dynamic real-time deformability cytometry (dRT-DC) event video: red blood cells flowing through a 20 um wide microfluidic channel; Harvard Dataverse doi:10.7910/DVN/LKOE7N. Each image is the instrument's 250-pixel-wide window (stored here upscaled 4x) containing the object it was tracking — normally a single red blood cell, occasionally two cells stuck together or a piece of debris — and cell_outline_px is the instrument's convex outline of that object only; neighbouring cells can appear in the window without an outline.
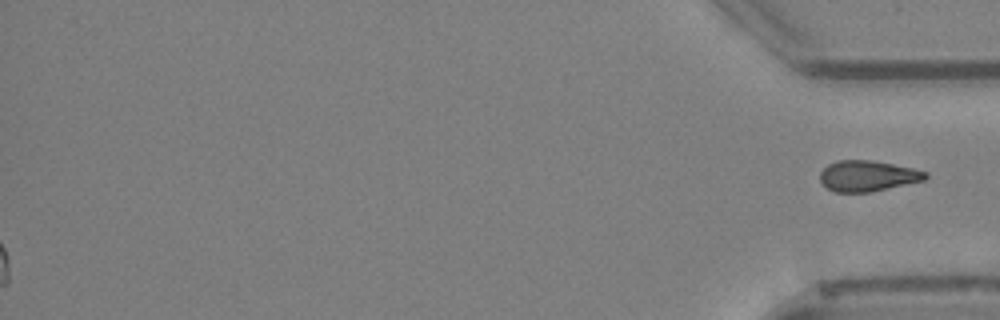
{"species": "Egyptian fruit bat (a non-hibernating species)", "species_latin": "Rousettus aegyptiacus", "temperature_condition": "cold", "stored_images_in_passage": 51, "segment_of_instrument_passage": [2, 2], "camera_frame_rate_fps": 3000, "um_per_image_px": 0.085, "animal": {"sex": "female"}, "frame": {"image": 1, "passage_image": 51, "time_ms": 16.667, "image_size_px": [1000, 320], "cell_outline_px": [[928, 176], [924, 180], [868, 192], [836, 192], [828, 188], [820, 180], [820, 172], [828, 164], [840, 160], [868, 160], [892, 164], [912, 168], [928, 172]], "centroid_in_image_um": [73.74, 14.95], "position_along_channel_um": 361.5, "area_um2": 18.55}}